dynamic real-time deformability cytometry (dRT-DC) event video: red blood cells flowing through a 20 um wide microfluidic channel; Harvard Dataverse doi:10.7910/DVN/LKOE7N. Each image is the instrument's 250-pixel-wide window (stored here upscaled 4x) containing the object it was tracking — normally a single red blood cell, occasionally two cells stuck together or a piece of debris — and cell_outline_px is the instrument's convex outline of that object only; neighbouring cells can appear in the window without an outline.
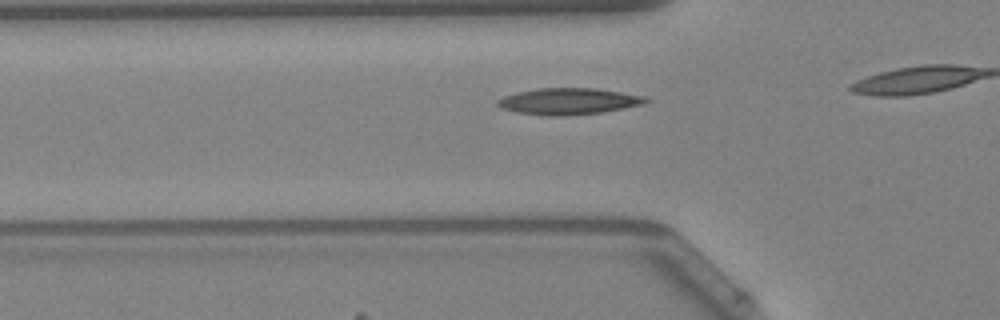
{"species": "Egyptian fruit bat (a non-hibernating species)", "species_latin": "Rousettus aegyptiacus", "temperature_condition": "warm", "stored_images_in_passage": 20, "camera_frame_rate_fps": 3000, "um_per_image_px": 0.085, "animal": {"sex": "female"}, "frame": {"image": 1, "passage_image": 9, "time_ms": 2.667, "image_size_px": [1000, 320], "cell_outline_px": [[652, 100], [644, 104], [624, 108], [600, 112], [564, 116], [544, 116], [516, 112], [500, 108], [496, 104], [496, 100], [504, 96], [516, 92], [540, 88], [596, 88], [644, 96]], "centroid_in_image_um": [48.3, 8.61], "position_along_channel_um": 77.5, "area_um2": 22.95}}